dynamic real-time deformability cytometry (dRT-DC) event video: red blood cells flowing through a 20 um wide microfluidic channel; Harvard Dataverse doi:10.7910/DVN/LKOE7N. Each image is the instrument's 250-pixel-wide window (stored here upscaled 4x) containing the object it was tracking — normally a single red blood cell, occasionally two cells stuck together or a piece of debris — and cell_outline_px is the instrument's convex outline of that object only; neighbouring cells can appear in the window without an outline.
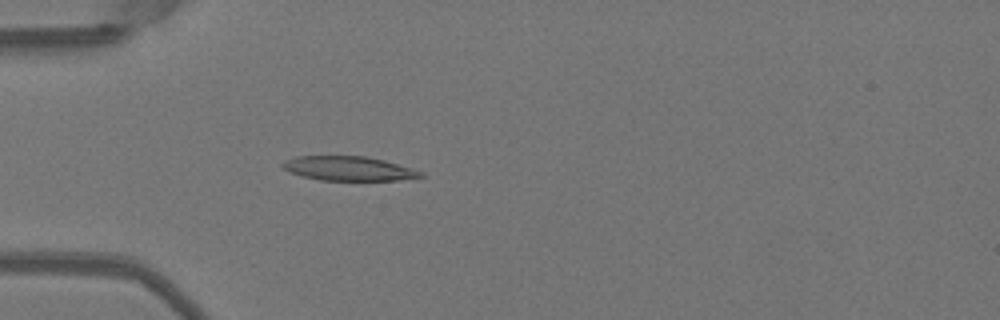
{"species": "Egyptian fruit bat (a non-hibernating species)", "species_latin": "Rousettus aegyptiacus", "temperature_condition": "warm", "stored_images_in_passage": 45, "camera_frame_rate_fps": 3000, "um_per_image_px": 0.085, "animal": {"sex": "female"}, "frame": {"image": 1, "passage_image": 10, "time_ms": 3.0, "image_size_px": [1000, 320], "cell_outline_px": [[424, 176], [396, 180], [320, 180], [300, 176], [284, 168], [280, 164], [284, 160], [296, 156], [364, 156], [384, 160], [412, 168], [424, 172]], "centroid_in_image_um": [29.61, 14.32], "position_along_channel_um": 55.4, "area_um2": 19.48}}
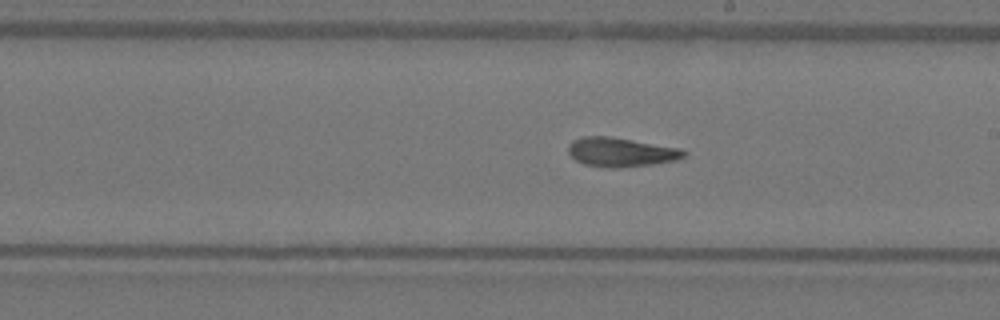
{"frame": {"image": 2, "passage_image": 24, "time_ms": 7.667, "image_size_px": [1000, 320], "cell_outline_px": [[688, 152], [684, 156], [676, 160], [652, 164], [616, 168], [604, 168], [584, 164], [576, 160], [568, 152], [568, 144], [572, 140], [584, 136], [608, 136], [680, 148]], "centroid_in_image_um": [52.75, 12.93], "position_along_channel_um": 236.3, "area_um2": 19.59}}
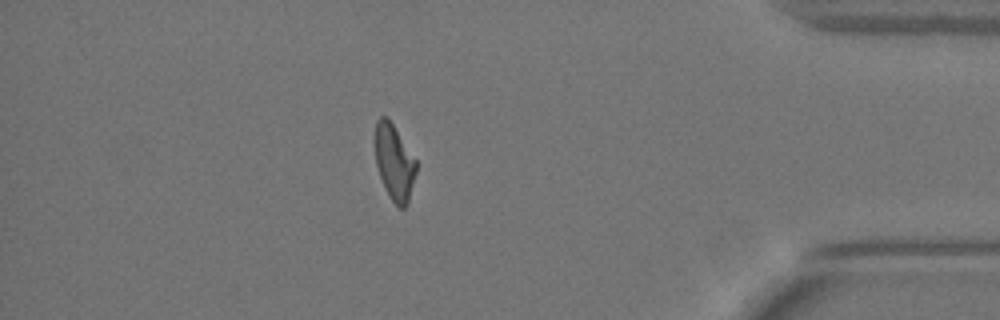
{"frame": {"image": 3, "passage_image": 39, "time_ms": 12.667, "image_size_px": [1000, 320], "cell_outline_px": [[416, 172], [408, 204], [404, 208], [400, 208], [392, 200], [380, 176], [376, 164], [372, 140], [376, 120], [380, 116], [388, 116], [416, 160]], "centroid_in_image_um": [33.47, 13.71], "position_along_channel_um": 401.7, "area_um2": 18.44}, "authors_computed_cell_mechanics": {"area_um2": 19.4208, "velocity_mm_per_s": 4.0397, "shape_relaxation_time_tau1_ms": 11.1587, "shape_relaxation_time_tau2_ms": 1.9909, "deformation_change_tau1": 0.3076, "deformation_change_tau2": 0.0972}}